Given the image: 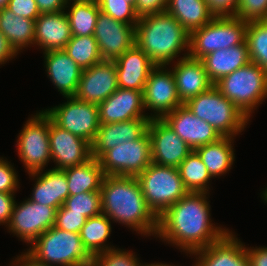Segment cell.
<instances>
[{
  "mask_svg": "<svg viewBox=\"0 0 267 266\" xmlns=\"http://www.w3.org/2000/svg\"><path fill=\"white\" fill-rule=\"evenodd\" d=\"M209 195L188 192L170 206L158 218L155 238L187 255L222 239L230 230L212 222Z\"/></svg>",
  "mask_w": 267,
  "mask_h": 266,
  "instance_id": "cell-1",
  "label": "cell"
},
{
  "mask_svg": "<svg viewBox=\"0 0 267 266\" xmlns=\"http://www.w3.org/2000/svg\"><path fill=\"white\" fill-rule=\"evenodd\" d=\"M102 213L137 234L156 236L158 217L149 208L136 177L105 175L101 189Z\"/></svg>",
  "mask_w": 267,
  "mask_h": 266,
  "instance_id": "cell-2",
  "label": "cell"
},
{
  "mask_svg": "<svg viewBox=\"0 0 267 266\" xmlns=\"http://www.w3.org/2000/svg\"><path fill=\"white\" fill-rule=\"evenodd\" d=\"M135 38V44L156 65L171 67L189 53V32L166 11L139 18Z\"/></svg>",
  "mask_w": 267,
  "mask_h": 266,
  "instance_id": "cell-3",
  "label": "cell"
},
{
  "mask_svg": "<svg viewBox=\"0 0 267 266\" xmlns=\"http://www.w3.org/2000/svg\"><path fill=\"white\" fill-rule=\"evenodd\" d=\"M184 105L198 118L209 123L221 137H236L250 119L213 85Z\"/></svg>",
  "mask_w": 267,
  "mask_h": 266,
  "instance_id": "cell-4",
  "label": "cell"
},
{
  "mask_svg": "<svg viewBox=\"0 0 267 266\" xmlns=\"http://www.w3.org/2000/svg\"><path fill=\"white\" fill-rule=\"evenodd\" d=\"M26 250L49 266H92L93 257L82 244L79 233L51 227Z\"/></svg>",
  "mask_w": 267,
  "mask_h": 266,
  "instance_id": "cell-5",
  "label": "cell"
},
{
  "mask_svg": "<svg viewBox=\"0 0 267 266\" xmlns=\"http://www.w3.org/2000/svg\"><path fill=\"white\" fill-rule=\"evenodd\" d=\"M215 86L249 119L267 98V73L256 63L235 70Z\"/></svg>",
  "mask_w": 267,
  "mask_h": 266,
  "instance_id": "cell-6",
  "label": "cell"
},
{
  "mask_svg": "<svg viewBox=\"0 0 267 266\" xmlns=\"http://www.w3.org/2000/svg\"><path fill=\"white\" fill-rule=\"evenodd\" d=\"M136 178L149 208L158 218L188 193L177 167L152 162Z\"/></svg>",
  "mask_w": 267,
  "mask_h": 266,
  "instance_id": "cell-7",
  "label": "cell"
},
{
  "mask_svg": "<svg viewBox=\"0 0 267 266\" xmlns=\"http://www.w3.org/2000/svg\"><path fill=\"white\" fill-rule=\"evenodd\" d=\"M247 23L237 17L213 18L189 33L188 56L201 60L211 52L243 44Z\"/></svg>",
  "mask_w": 267,
  "mask_h": 266,
  "instance_id": "cell-8",
  "label": "cell"
},
{
  "mask_svg": "<svg viewBox=\"0 0 267 266\" xmlns=\"http://www.w3.org/2000/svg\"><path fill=\"white\" fill-rule=\"evenodd\" d=\"M23 125L15 144L19 160L27 173L44 170L52 162L49 143L50 117L43 109L37 110Z\"/></svg>",
  "mask_w": 267,
  "mask_h": 266,
  "instance_id": "cell-9",
  "label": "cell"
},
{
  "mask_svg": "<svg viewBox=\"0 0 267 266\" xmlns=\"http://www.w3.org/2000/svg\"><path fill=\"white\" fill-rule=\"evenodd\" d=\"M64 99L66 101L62 104L47 107L48 109L43 111L57 126L92 144L100 128L98 105L83 102L75 97Z\"/></svg>",
  "mask_w": 267,
  "mask_h": 266,
  "instance_id": "cell-10",
  "label": "cell"
},
{
  "mask_svg": "<svg viewBox=\"0 0 267 266\" xmlns=\"http://www.w3.org/2000/svg\"><path fill=\"white\" fill-rule=\"evenodd\" d=\"M98 160L105 175L137 177L152 163L148 131L137 140L109 149Z\"/></svg>",
  "mask_w": 267,
  "mask_h": 266,
  "instance_id": "cell-11",
  "label": "cell"
},
{
  "mask_svg": "<svg viewBox=\"0 0 267 266\" xmlns=\"http://www.w3.org/2000/svg\"><path fill=\"white\" fill-rule=\"evenodd\" d=\"M57 209L24 199L14 204L7 232L16 235L29 246L36 238L54 226Z\"/></svg>",
  "mask_w": 267,
  "mask_h": 266,
  "instance_id": "cell-12",
  "label": "cell"
},
{
  "mask_svg": "<svg viewBox=\"0 0 267 266\" xmlns=\"http://www.w3.org/2000/svg\"><path fill=\"white\" fill-rule=\"evenodd\" d=\"M143 98L145 110L151 111L150 119H162L183 104L169 65H156L151 70L145 83Z\"/></svg>",
  "mask_w": 267,
  "mask_h": 266,
  "instance_id": "cell-13",
  "label": "cell"
},
{
  "mask_svg": "<svg viewBox=\"0 0 267 266\" xmlns=\"http://www.w3.org/2000/svg\"><path fill=\"white\" fill-rule=\"evenodd\" d=\"M147 131L154 164L178 167L193 151L163 119H150Z\"/></svg>",
  "mask_w": 267,
  "mask_h": 266,
  "instance_id": "cell-14",
  "label": "cell"
},
{
  "mask_svg": "<svg viewBox=\"0 0 267 266\" xmlns=\"http://www.w3.org/2000/svg\"><path fill=\"white\" fill-rule=\"evenodd\" d=\"M94 37L103 60L114 61L135 45V26L99 12Z\"/></svg>",
  "mask_w": 267,
  "mask_h": 266,
  "instance_id": "cell-15",
  "label": "cell"
},
{
  "mask_svg": "<svg viewBox=\"0 0 267 266\" xmlns=\"http://www.w3.org/2000/svg\"><path fill=\"white\" fill-rule=\"evenodd\" d=\"M50 152L53 169L65 170L81 165L92 158V147L86 140L57 126L50 118Z\"/></svg>",
  "mask_w": 267,
  "mask_h": 266,
  "instance_id": "cell-16",
  "label": "cell"
},
{
  "mask_svg": "<svg viewBox=\"0 0 267 266\" xmlns=\"http://www.w3.org/2000/svg\"><path fill=\"white\" fill-rule=\"evenodd\" d=\"M118 89L114 61L102 60L83 69L75 98L99 105Z\"/></svg>",
  "mask_w": 267,
  "mask_h": 266,
  "instance_id": "cell-17",
  "label": "cell"
},
{
  "mask_svg": "<svg viewBox=\"0 0 267 266\" xmlns=\"http://www.w3.org/2000/svg\"><path fill=\"white\" fill-rule=\"evenodd\" d=\"M162 119L192 150L221 138L209 123L195 116L184 104Z\"/></svg>",
  "mask_w": 267,
  "mask_h": 266,
  "instance_id": "cell-18",
  "label": "cell"
},
{
  "mask_svg": "<svg viewBox=\"0 0 267 266\" xmlns=\"http://www.w3.org/2000/svg\"><path fill=\"white\" fill-rule=\"evenodd\" d=\"M98 108L100 124L149 118L144 107L143 91L118 88Z\"/></svg>",
  "mask_w": 267,
  "mask_h": 266,
  "instance_id": "cell-19",
  "label": "cell"
},
{
  "mask_svg": "<svg viewBox=\"0 0 267 266\" xmlns=\"http://www.w3.org/2000/svg\"><path fill=\"white\" fill-rule=\"evenodd\" d=\"M195 266H249L245 243L230 230L218 242L193 252Z\"/></svg>",
  "mask_w": 267,
  "mask_h": 266,
  "instance_id": "cell-20",
  "label": "cell"
},
{
  "mask_svg": "<svg viewBox=\"0 0 267 266\" xmlns=\"http://www.w3.org/2000/svg\"><path fill=\"white\" fill-rule=\"evenodd\" d=\"M150 118H135L124 122L100 124L96 138L91 144L92 157L99 159L106 151L139 139L148 129Z\"/></svg>",
  "mask_w": 267,
  "mask_h": 266,
  "instance_id": "cell-21",
  "label": "cell"
},
{
  "mask_svg": "<svg viewBox=\"0 0 267 266\" xmlns=\"http://www.w3.org/2000/svg\"><path fill=\"white\" fill-rule=\"evenodd\" d=\"M47 77L64 97H74L83 69L64 50L43 53Z\"/></svg>",
  "mask_w": 267,
  "mask_h": 266,
  "instance_id": "cell-22",
  "label": "cell"
},
{
  "mask_svg": "<svg viewBox=\"0 0 267 266\" xmlns=\"http://www.w3.org/2000/svg\"><path fill=\"white\" fill-rule=\"evenodd\" d=\"M118 88L144 91L145 83L156 64L136 44L114 60Z\"/></svg>",
  "mask_w": 267,
  "mask_h": 266,
  "instance_id": "cell-23",
  "label": "cell"
},
{
  "mask_svg": "<svg viewBox=\"0 0 267 266\" xmlns=\"http://www.w3.org/2000/svg\"><path fill=\"white\" fill-rule=\"evenodd\" d=\"M173 63L174 67L170 69L175 77L177 92L183 104L214 85L208 77L202 60L187 56Z\"/></svg>",
  "mask_w": 267,
  "mask_h": 266,
  "instance_id": "cell-24",
  "label": "cell"
},
{
  "mask_svg": "<svg viewBox=\"0 0 267 266\" xmlns=\"http://www.w3.org/2000/svg\"><path fill=\"white\" fill-rule=\"evenodd\" d=\"M28 175L35 181L29 200L58 209L69 197L68 182L63 170L50 168L31 172Z\"/></svg>",
  "mask_w": 267,
  "mask_h": 266,
  "instance_id": "cell-25",
  "label": "cell"
},
{
  "mask_svg": "<svg viewBox=\"0 0 267 266\" xmlns=\"http://www.w3.org/2000/svg\"><path fill=\"white\" fill-rule=\"evenodd\" d=\"M72 38L65 11L41 13L35 20L34 46L42 52L63 50Z\"/></svg>",
  "mask_w": 267,
  "mask_h": 266,
  "instance_id": "cell-26",
  "label": "cell"
},
{
  "mask_svg": "<svg viewBox=\"0 0 267 266\" xmlns=\"http://www.w3.org/2000/svg\"><path fill=\"white\" fill-rule=\"evenodd\" d=\"M201 60L208 77L214 85L223 77L250 62L246 41L243 44L232 46L228 49L211 52Z\"/></svg>",
  "mask_w": 267,
  "mask_h": 266,
  "instance_id": "cell-27",
  "label": "cell"
},
{
  "mask_svg": "<svg viewBox=\"0 0 267 266\" xmlns=\"http://www.w3.org/2000/svg\"><path fill=\"white\" fill-rule=\"evenodd\" d=\"M234 139L221 137L213 143L198 147L194 151L199 155L211 177L218 179L232 169L235 161Z\"/></svg>",
  "mask_w": 267,
  "mask_h": 266,
  "instance_id": "cell-28",
  "label": "cell"
},
{
  "mask_svg": "<svg viewBox=\"0 0 267 266\" xmlns=\"http://www.w3.org/2000/svg\"><path fill=\"white\" fill-rule=\"evenodd\" d=\"M0 31L18 54L34 47L35 20L17 16L7 7L0 9Z\"/></svg>",
  "mask_w": 267,
  "mask_h": 266,
  "instance_id": "cell-29",
  "label": "cell"
},
{
  "mask_svg": "<svg viewBox=\"0 0 267 266\" xmlns=\"http://www.w3.org/2000/svg\"><path fill=\"white\" fill-rule=\"evenodd\" d=\"M63 171L68 182L69 196L83 192H100L105 174L99 160L94 157Z\"/></svg>",
  "mask_w": 267,
  "mask_h": 266,
  "instance_id": "cell-30",
  "label": "cell"
},
{
  "mask_svg": "<svg viewBox=\"0 0 267 266\" xmlns=\"http://www.w3.org/2000/svg\"><path fill=\"white\" fill-rule=\"evenodd\" d=\"M112 223L108 216L101 213L100 215L88 218L81 228L79 235L82 244L92 257L116 248L113 244L107 243L109 242L108 238L110 239L111 236Z\"/></svg>",
  "mask_w": 267,
  "mask_h": 266,
  "instance_id": "cell-31",
  "label": "cell"
},
{
  "mask_svg": "<svg viewBox=\"0 0 267 266\" xmlns=\"http://www.w3.org/2000/svg\"><path fill=\"white\" fill-rule=\"evenodd\" d=\"M166 12L175 17L189 33L214 18L204 0H168Z\"/></svg>",
  "mask_w": 267,
  "mask_h": 266,
  "instance_id": "cell-32",
  "label": "cell"
},
{
  "mask_svg": "<svg viewBox=\"0 0 267 266\" xmlns=\"http://www.w3.org/2000/svg\"><path fill=\"white\" fill-rule=\"evenodd\" d=\"M72 36L94 35L100 12L97 1L68 0L65 8Z\"/></svg>",
  "mask_w": 267,
  "mask_h": 266,
  "instance_id": "cell-33",
  "label": "cell"
},
{
  "mask_svg": "<svg viewBox=\"0 0 267 266\" xmlns=\"http://www.w3.org/2000/svg\"><path fill=\"white\" fill-rule=\"evenodd\" d=\"M183 185L188 192L210 193L212 177L207 167L193 150L177 167ZM210 189V190H209Z\"/></svg>",
  "mask_w": 267,
  "mask_h": 266,
  "instance_id": "cell-34",
  "label": "cell"
},
{
  "mask_svg": "<svg viewBox=\"0 0 267 266\" xmlns=\"http://www.w3.org/2000/svg\"><path fill=\"white\" fill-rule=\"evenodd\" d=\"M63 50L82 69L90 68L103 60L94 35L72 36Z\"/></svg>",
  "mask_w": 267,
  "mask_h": 266,
  "instance_id": "cell-35",
  "label": "cell"
},
{
  "mask_svg": "<svg viewBox=\"0 0 267 266\" xmlns=\"http://www.w3.org/2000/svg\"><path fill=\"white\" fill-rule=\"evenodd\" d=\"M245 41L250 62L256 63L267 73V24L263 20L248 22Z\"/></svg>",
  "mask_w": 267,
  "mask_h": 266,
  "instance_id": "cell-36",
  "label": "cell"
},
{
  "mask_svg": "<svg viewBox=\"0 0 267 266\" xmlns=\"http://www.w3.org/2000/svg\"><path fill=\"white\" fill-rule=\"evenodd\" d=\"M63 206L69 212L81 213L87 219L100 215L101 210V193L100 192H83L69 196L63 203Z\"/></svg>",
  "mask_w": 267,
  "mask_h": 266,
  "instance_id": "cell-37",
  "label": "cell"
},
{
  "mask_svg": "<svg viewBox=\"0 0 267 266\" xmlns=\"http://www.w3.org/2000/svg\"><path fill=\"white\" fill-rule=\"evenodd\" d=\"M101 12L117 21L136 26L135 0H97Z\"/></svg>",
  "mask_w": 267,
  "mask_h": 266,
  "instance_id": "cell-38",
  "label": "cell"
},
{
  "mask_svg": "<svg viewBox=\"0 0 267 266\" xmlns=\"http://www.w3.org/2000/svg\"><path fill=\"white\" fill-rule=\"evenodd\" d=\"M135 252L113 248L93 256L92 266H143Z\"/></svg>",
  "mask_w": 267,
  "mask_h": 266,
  "instance_id": "cell-39",
  "label": "cell"
},
{
  "mask_svg": "<svg viewBox=\"0 0 267 266\" xmlns=\"http://www.w3.org/2000/svg\"><path fill=\"white\" fill-rule=\"evenodd\" d=\"M267 15V0H239L236 17L243 21H260Z\"/></svg>",
  "mask_w": 267,
  "mask_h": 266,
  "instance_id": "cell-40",
  "label": "cell"
},
{
  "mask_svg": "<svg viewBox=\"0 0 267 266\" xmlns=\"http://www.w3.org/2000/svg\"><path fill=\"white\" fill-rule=\"evenodd\" d=\"M87 218L81 213L69 212L63 205L57 209L54 227L61 230L79 233Z\"/></svg>",
  "mask_w": 267,
  "mask_h": 266,
  "instance_id": "cell-41",
  "label": "cell"
},
{
  "mask_svg": "<svg viewBox=\"0 0 267 266\" xmlns=\"http://www.w3.org/2000/svg\"><path fill=\"white\" fill-rule=\"evenodd\" d=\"M7 158L0 157V192L16 193L20 188L18 171Z\"/></svg>",
  "mask_w": 267,
  "mask_h": 266,
  "instance_id": "cell-42",
  "label": "cell"
},
{
  "mask_svg": "<svg viewBox=\"0 0 267 266\" xmlns=\"http://www.w3.org/2000/svg\"><path fill=\"white\" fill-rule=\"evenodd\" d=\"M214 18L236 17L239 0H204Z\"/></svg>",
  "mask_w": 267,
  "mask_h": 266,
  "instance_id": "cell-43",
  "label": "cell"
},
{
  "mask_svg": "<svg viewBox=\"0 0 267 266\" xmlns=\"http://www.w3.org/2000/svg\"><path fill=\"white\" fill-rule=\"evenodd\" d=\"M7 8L17 16L36 20L41 14L35 0H9Z\"/></svg>",
  "mask_w": 267,
  "mask_h": 266,
  "instance_id": "cell-44",
  "label": "cell"
},
{
  "mask_svg": "<svg viewBox=\"0 0 267 266\" xmlns=\"http://www.w3.org/2000/svg\"><path fill=\"white\" fill-rule=\"evenodd\" d=\"M168 0H135V13L138 18L166 11Z\"/></svg>",
  "mask_w": 267,
  "mask_h": 266,
  "instance_id": "cell-45",
  "label": "cell"
},
{
  "mask_svg": "<svg viewBox=\"0 0 267 266\" xmlns=\"http://www.w3.org/2000/svg\"><path fill=\"white\" fill-rule=\"evenodd\" d=\"M15 193L0 192V225L7 227L11 219L14 204L16 202Z\"/></svg>",
  "mask_w": 267,
  "mask_h": 266,
  "instance_id": "cell-46",
  "label": "cell"
},
{
  "mask_svg": "<svg viewBox=\"0 0 267 266\" xmlns=\"http://www.w3.org/2000/svg\"><path fill=\"white\" fill-rule=\"evenodd\" d=\"M249 266H267V246H246Z\"/></svg>",
  "mask_w": 267,
  "mask_h": 266,
  "instance_id": "cell-47",
  "label": "cell"
},
{
  "mask_svg": "<svg viewBox=\"0 0 267 266\" xmlns=\"http://www.w3.org/2000/svg\"><path fill=\"white\" fill-rule=\"evenodd\" d=\"M40 13L64 11L68 0H35Z\"/></svg>",
  "mask_w": 267,
  "mask_h": 266,
  "instance_id": "cell-48",
  "label": "cell"
},
{
  "mask_svg": "<svg viewBox=\"0 0 267 266\" xmlns=\"http://www.w3.org/2000/svg\"><path fill=\"white\" fill-rule=\"evenodd\" d=\"M18 55L19 54L0 31V66L9 63V61L15 59Z\"/></svg>",
  "mask_w": 267,
  "mask_h": 266,
  "instance_id": "cell-49",
  "label": "cell"
},
{
  "mask_svg": "<svg viewBox=\"0 0 267 266\" xmlns=\"http://www.w3.org/2000/svg\"><path fill=\"white\" fill-rule=\"evenodd\" d=\"M13 260L10 261L9 266H49L46 263H43L37 260L32 254H30L27 250L21 252L20 255H16Z\"/></svg>",
  "mask_w": 267,
  "mask_h": 266,
  "instance_id": "cell-50",
  "label": "cell"
},
{
  "mask_svg": "<svg viewBox=\"0 0 267 266\" xmlns=\"http://www.w3.org/2000/svg\"><path fill=\"white\" fill-rule=\"evenodd\" d=\"M143 266H178V265H174V264H172V262H171V264L162 263V262H160V263L154 262V263H143ZM179 266H181V265H179ZM192 266H195V265L192 263Z\"/></svg>",
  "mask_w": 267,
  "mask_h": 266,
  "instance_id": "cell-51",
  "label": "cell"
},
{
  "mask_svg": "<svg viewBox=\"0 0 267 266\" xmlns=\"http://www.w3.org/2000/svg\"><path fill=\"white\" fill-rule=\"evenodd\" d=\"M261 193V199L267 204V187H265V189Z\"/></svg>",
  "mask_w": 267,
  "mask_h": 266,
  "instance_id": "cell-52",
  "label": "cell"
},
{
  "mask_svg": "<svg viewBox=\"0 0 267 266\" xmlns=\"http://www.w3.org/2000/svg\"><path fill=\"white\" fill-rule=\"evenodd\" d=\"M8 2L9 0H0V9L7 7Z\"/></svg>",
  "mask_w": 267,
  "mask_h": 266,
  "instance_id": "cell-53",
  "label": "cell"
},
{
  "mask_svg": "<svg viewBox=\"0 0 267 266\" xmlns=\"http://www.w3.org/2000/svg\"><path fill=\"white\" fill-rule=\"evenodd\" d=\"M263 21L267 24V15L264 17Z\"/></svg>",
  "mask_w": 267,
  "mask_h": 266,
  "instance_id": "cell-54",
  "label": "cell"
}]
</instances>
